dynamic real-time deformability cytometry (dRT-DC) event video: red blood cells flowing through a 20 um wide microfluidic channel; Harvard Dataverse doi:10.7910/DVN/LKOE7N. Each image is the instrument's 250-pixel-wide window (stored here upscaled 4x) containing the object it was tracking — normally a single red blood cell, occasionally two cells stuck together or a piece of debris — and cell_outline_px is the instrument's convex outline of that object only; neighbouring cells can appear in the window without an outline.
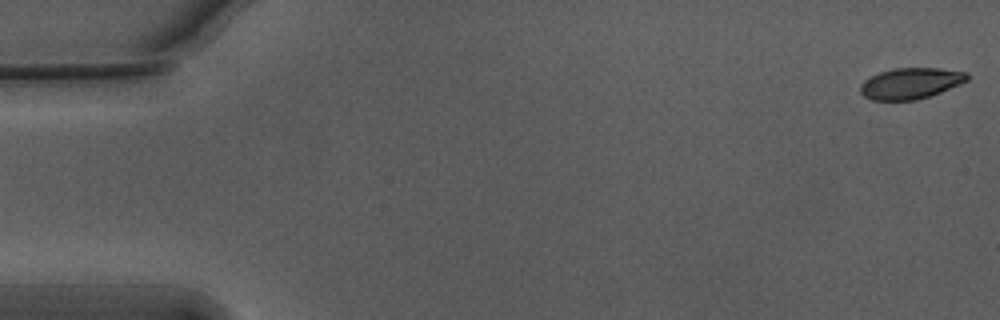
{"species": "Egyptian fruit bat (a non-hibernating species)", "species_latin": "Rousettus aegyptiacus", "temperature_condition": "warm", "stored_images_in_passage": 16, "camera_frame_rate_fps": 3000, "um_per_image_px": 0.085, "animal": {"sex": "male"}, "frame": {"image": 1, "passage_image": 1, "time_ms": 0.0, "image_size_px": [1000, 320], "cell_outline_px": [[968, 80], [960, 84], [940, 92], [916, 100], [872, 100], [864, 96], [860, 92], [860, 84], [864, 80], [880, 72], [892, 68], [940, 68], [968, 72]], "centroid_in_image_um": [77.4, 7.08], "position_along_channel_um": 7.6, "area_um2": 19.31}}
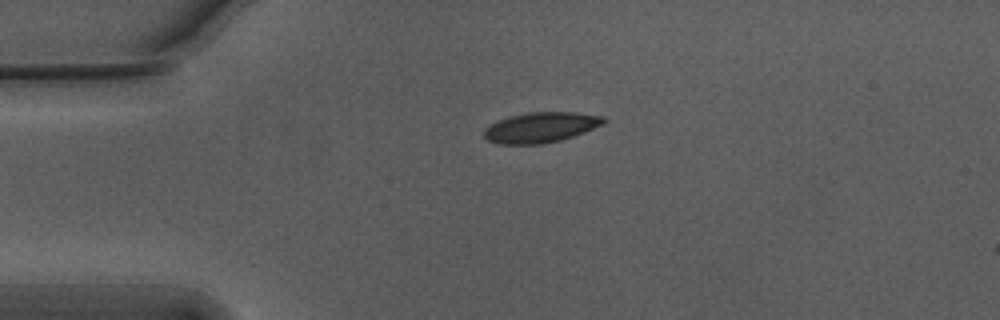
{"frame": {"image": 2, "passage_image": 13, "time_ms": 4.0, "image_size_px": [1000, 320], "cell_outline_px": [[608, 120], [604, 124], [584, 132], [560, 140], [540, 144], [500, 144], [488, 140], [484, 136], [484, 128], [500, 120], [512, 116], [528, 112], [576, 112], [604, 116]], "centroid_in_image_um": [46.01, 10.82], "position_along_channel_um": 39.0, "area_um2": 20.98}}